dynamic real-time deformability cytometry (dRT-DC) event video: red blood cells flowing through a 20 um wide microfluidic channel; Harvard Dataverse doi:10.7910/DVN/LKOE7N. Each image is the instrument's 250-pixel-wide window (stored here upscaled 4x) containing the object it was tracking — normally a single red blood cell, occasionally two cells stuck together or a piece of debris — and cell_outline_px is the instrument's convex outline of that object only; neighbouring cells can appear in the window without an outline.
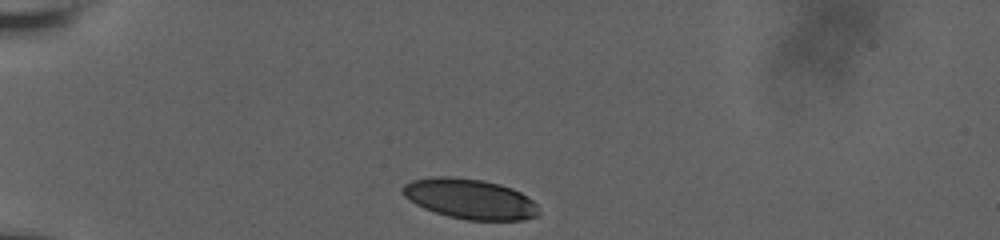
{"species": "human", "species_latin": "Homo sapiens", "temperature_condition": "room temperature", "stored_images_in_passage": 35, "camera_frame_rate_fps": 3000, "um_per_image_px": 0.085, "donor": {"sex": "male"}, "frame": {"image": 1, "passage_image": 1, "time_ms": 0.0, "image_size_px": [1000, 240], "cell_outline_px": [[540, 216], [524, 220], [468, 220], [448, 216], [424, 208], [416, 204], [404, 196], [400, 188], [404, 184], [412, 180], [440, 176], [448, 176], [484, 180], [500, 184], [512, 188], [520, 192], [532, 200], [536, 204], [540, 212]], "centroid_in_image_um": [39.97, 16.91], "position_along_channel_um": 45.0, "area_um2": 31.91}}
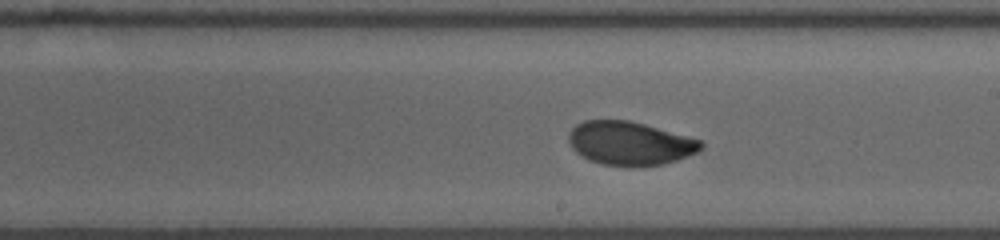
{"frame": {"image": 2, "passage_image": 20, "time_ms": 6.333, "image_size_px": [1000, 240], "cell_outline_px": [[704, 144], [696, 152], [688, 156], [664, 164], [628, 168], [600, 164], [588, 160], [576, 152], [572, 148], [568, 140], [568, 132], [576, 124], [584, 120], [628, 120], [644, 124], [700, 140]], "centroid_in_image_um": [53.48, 12.2], "position_along_channel_um": 235.5, "area_um2": 33.81}}
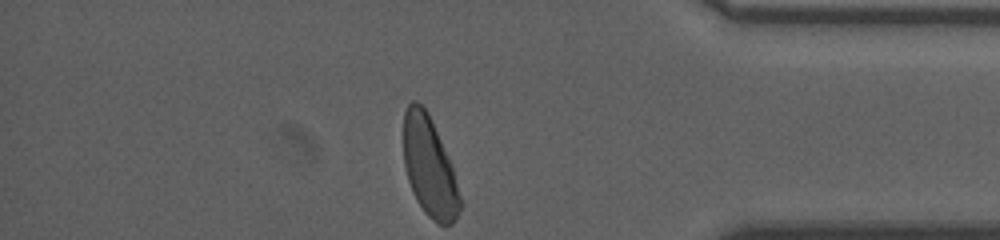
{"frame": {"image": 3, "passage_image": 35, "time_ms": 11.333, "image_size_px": [1000, 240], "cell_outline_px": [[460, 212], [452, 224], [440, 224], [432, 220], [424, 212], [416, 200], [412, 192], [408, 180], [404, 164], [404, 112], [408, 104], [412, 100], [416, 100], [428, 112], [452, 164], [460, 196]], "centroid_in_image_um": [36.49, 14.19], "position_along_channel_um": 398.7, "area_um2": 32.77}, "authors_computed_cell_mechanics": {"area_um2": 33.2928, "velocity_mm_per_s": 3.6933, "shape_relaxation_time_tau1_ms": 3.3915, "shape_relaxation_time_tau2_ms": 0.9395, "deformation_change_tau1": 0.1148, "deformation_change_tau2": 0.048}}